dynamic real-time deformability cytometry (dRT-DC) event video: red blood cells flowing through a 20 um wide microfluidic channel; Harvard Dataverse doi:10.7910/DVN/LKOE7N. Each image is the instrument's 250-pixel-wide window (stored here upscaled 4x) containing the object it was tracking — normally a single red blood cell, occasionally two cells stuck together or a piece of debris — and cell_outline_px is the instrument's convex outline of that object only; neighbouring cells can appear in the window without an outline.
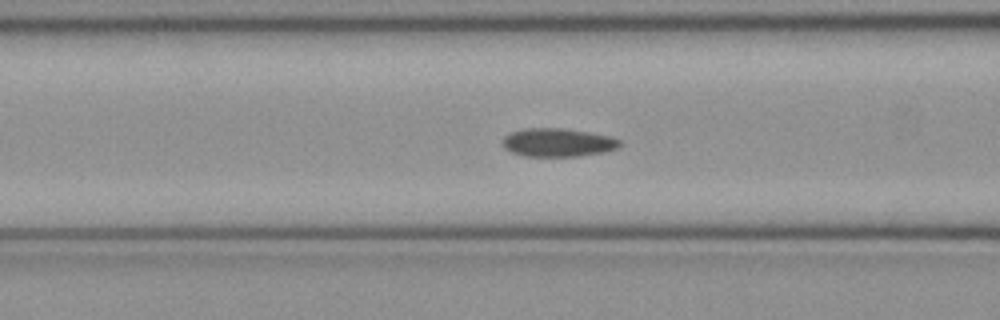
{"species": "common noctule bat (a hibernating species)", "species_latin": "Nyctalus noctula", "temperature_condition": "cold", "stored_images_in_passage": 52, "segment_of_instrument_passage": [1, 2], "camera_frame_rate_fps": 3000, "um_per_image_px": 0.085, "animal": {"sex": "female", "body_mass_g": 21.9}, "frame": {"image": 1, "passage_image": 20, "time_ms": 6.333, "image_size_px": [1000, 320], "cell_outline_px": [[624, 144], [616, 148], [604, 152], [580, 156], [524, 156], [512, 152], [504, 148], [500, 144], [500, 140], [508, 132], [524, 128], [564, 128], [612, 136], [620, 140]], "centroid_in_image_um": [47.38, 12.1], "position_along_channel_um": 119.2, "area_um2": 19.77}}
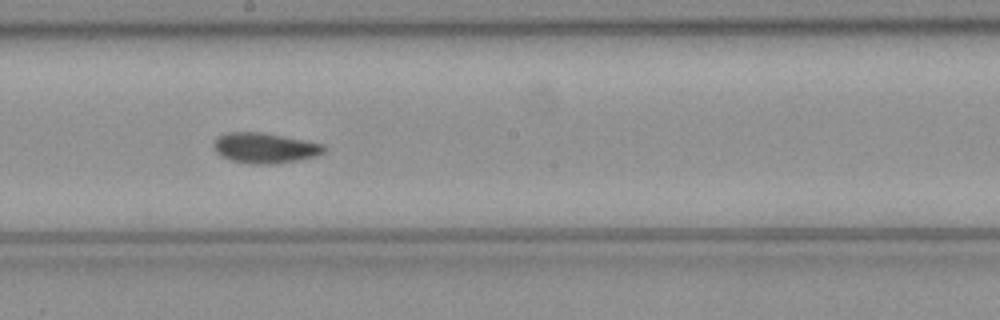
{"frame": {"image": 2, "passage_image": 28, "time_ms": 9.0, "image_size_px": [1000, 320], "cell_outline_px": [[328, 148], [324, 152], [316, 156], [300, 160], [276, 164], [248, 164], [232, 160], [220, 156], [216, 152], [212, 144], [216, 136], [224, 132], [264, 132], [324, 144]], "centroid_in_image_um": [22.5, 12.57], "position_along_channel_um": 225.7, "area_um2": 19.94}}
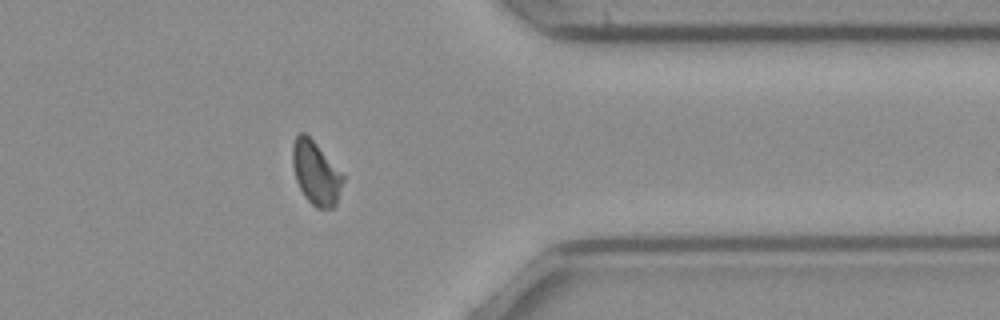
{"frame": {"image": 3, "passage_image": 41, "time_ms": 13.333, "image_size_px": [1000, 320], "cell_outline_px": [[344, 180], [336, 204], [332, 208], [316, 208], [304, 196], [296, 180], [292, 164], [292, 144], [296, 136], [300, 132], [304, 132], [316, 144], [344, 176]], "centroid_in_image_um": [26.83, 14.71], "position_along_channel_um": 384.6, "area_um2": 18.38}}